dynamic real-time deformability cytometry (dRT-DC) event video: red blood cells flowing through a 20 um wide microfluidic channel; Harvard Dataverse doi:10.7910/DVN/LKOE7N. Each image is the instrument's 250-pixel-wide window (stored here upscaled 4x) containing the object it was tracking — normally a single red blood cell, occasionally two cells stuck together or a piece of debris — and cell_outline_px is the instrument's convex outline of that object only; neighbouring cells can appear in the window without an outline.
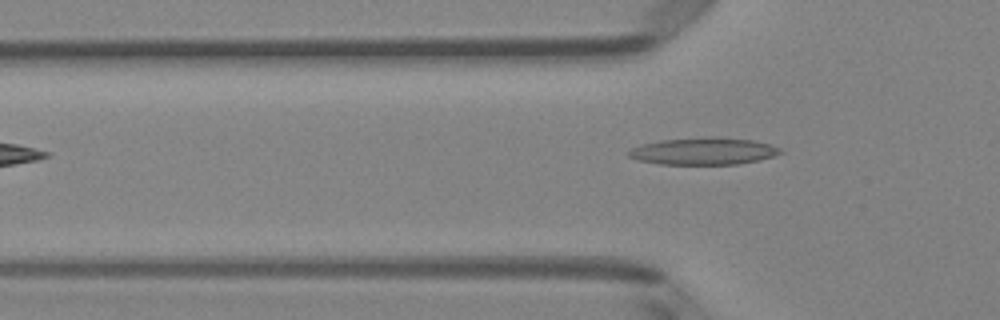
{"species": "Egyptian fruit bat (a non-hibernating species)", "species_latin": "Rousettus aegyptiacus", "temperature_condition": "room temperature", "stored_images_in_passage": 2, "camera_frame_rate_fps": 3000, "um_per_image_px": 0.085, "animal": {"sex": "female"}, "frame": {"image": 1, "passage_image": 2, "time_ms": 0.333, "image_size_px": [1000, 320], "cell_outline_px": [[784, 152], [772, 156], [756, 160], [736, 164], [660, 164], [640, 160], [628, 156], [628, 152], [632, 148], [640, 144], [660, 140], [708, 136], [716, 136], [752, 140], [768, 144], [780, 148]], "centroid_in_image_um": [59.78, 12.83], "position_along_channel_um": 66.0, "area_um2": 23.87}}